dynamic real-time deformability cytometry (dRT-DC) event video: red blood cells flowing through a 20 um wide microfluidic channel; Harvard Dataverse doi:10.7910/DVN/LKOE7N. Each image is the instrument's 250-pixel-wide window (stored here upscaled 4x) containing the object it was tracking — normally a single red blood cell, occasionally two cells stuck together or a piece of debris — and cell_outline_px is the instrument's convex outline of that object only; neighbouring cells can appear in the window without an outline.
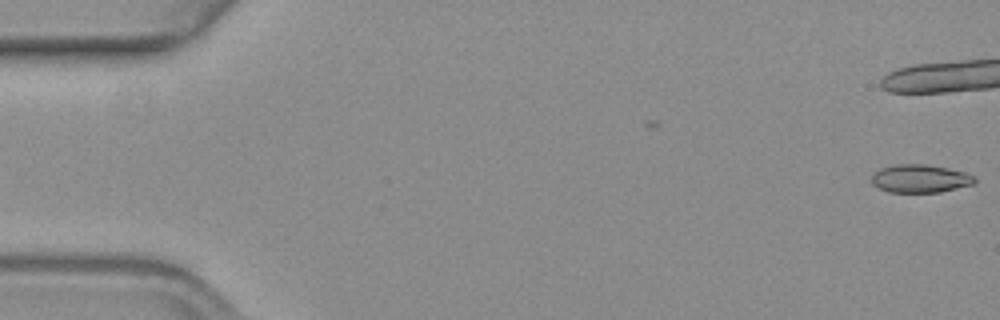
{"species": "common noctule bat (a hibernating species)", "species_latin": "Nyctalus noctula", "temperature_condition": "warm", "stored_images_in_passage": 14, "camera_frame_rate_fps": 3000, "um_per_image_px": 0.085, "animal": {"sex": "female", "body_mass_g": 19.3, "forearm_length_mm": 54.1}, "frame": {"image": 1, "passage_image": 1, "time_ms": 0.0, "image_size_px": [1000, 320], "cell_outline_px": [[976, 180], [972, 184], [940, 192], [888, 192], [872, 184], [872, 172], [880, 168], [896, 164], [924, 164], [964, 172], [972, 176]], "centroid_in_image_um": [78.14, 15.18], "position_along_channel_um": 6.9, "area_um2": 16.65}}